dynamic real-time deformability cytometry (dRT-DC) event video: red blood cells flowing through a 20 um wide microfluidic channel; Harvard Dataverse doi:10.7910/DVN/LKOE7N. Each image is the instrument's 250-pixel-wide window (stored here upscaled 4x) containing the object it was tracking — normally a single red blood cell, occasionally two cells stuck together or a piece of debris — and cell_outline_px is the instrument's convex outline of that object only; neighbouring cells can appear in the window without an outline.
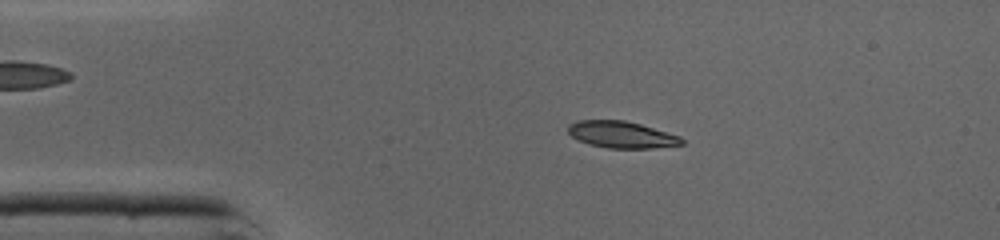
{"species": "common noctule bat (a hibernating species)", "species_latin": "Nyctalus noctula", "temperature_condition": "cold", "stored_images_in_passage": 40, "camera_frame_rate_fps": 3000, "um_per_image_px": 0.085, "animal": {"sex": "male", "body_mass_g": 19.0, "forearm_length_mm": 50.8}, "frame": {"image": 1, "passage_image": 3, "time_ms": 0.667, "image_size_px": [1000, 240], "cell_outline_px": [[684, 144], [652, 148], [608, 148], [588, 144], [576, 140], [568, 132], [568, 124], [576, 120], [624, 120], [640, 124], [680, 136], [684, 140]], "centroid_in_image_um": [52.8, 11.44], "position_along_channel_um": 32.2, "area_um2": 17.74}}
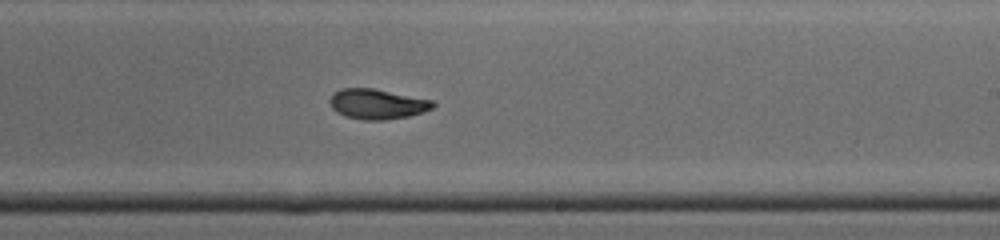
{"frame": {"image": 2, "passage_image": 21, "time_ms": 6.667, "image_size_px": [1000, 240], "cell_outline_px": [[436, 104], [432, 108], [424, 112], [408, 116], [384, 120], [364, 120], [344, 116], [336, 112], [332, 108], [332, 96], [336, 92], [344, 88], [372, 88], [432, 100]], "centroid_in_image_um": [32.1, 8.85], "position_along_channel_um": 256.9, "area_um2": 17.8}}
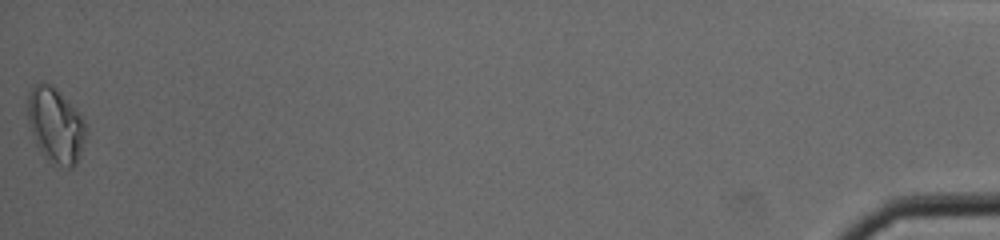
{"frame": {"image": 3, "passage_image": 40, "time_ms": 13.0, "image_size_px": [1000, 240], "cell_outline_px": [[84, 140], [76, 164], [72, 168], [68, 168], [52, 164], [40, 152], [36, 144], [28, 120], [28, 92], [40, 80], [52, 84], [76, 108], [84, 124]], "centroid_in_image_um": [4.69, 10.63], "position_along_channel_um": 430.5, "area_um2": 25.32}, "authors_computed_cell_mechanics": {"area_um2": 17.9758, "velocity_mm_per_s": 4.3514, "shape_relaxation_time_tau1_ms": 4.5308, "shape_relaxation_time_tau2_ms": 1.5326, "deformation_change_tau1": 0.1784, "deformation_change_tau2": 0.0667}}